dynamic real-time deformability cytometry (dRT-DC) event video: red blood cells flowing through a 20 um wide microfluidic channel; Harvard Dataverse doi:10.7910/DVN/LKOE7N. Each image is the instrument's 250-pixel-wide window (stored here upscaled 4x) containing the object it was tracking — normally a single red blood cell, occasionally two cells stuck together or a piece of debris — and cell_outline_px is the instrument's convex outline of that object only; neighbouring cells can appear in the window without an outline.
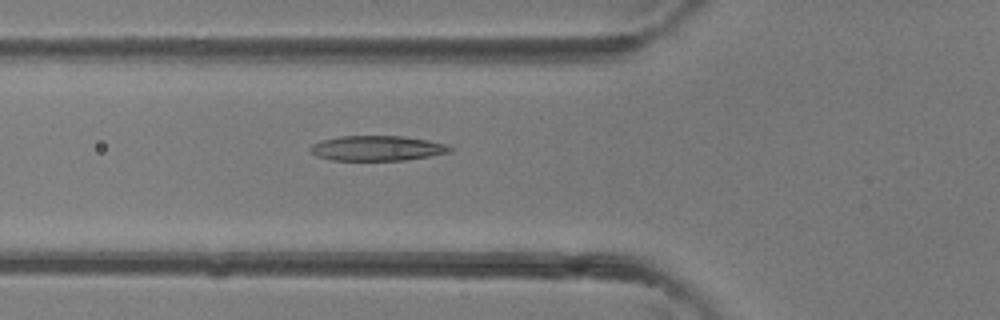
{"species": "common noctule bat (a hibernating species)", "species_latin": "Nyctalus noctula", "temperature_condition": "room temperature", "stored_images_in_passage": 2, "camera_frame_rate_fps": 3000, "um_per_image_px": 0.085, "animal": {"sex": "female"}, "frame": {"image": 1, "passage_image": 2, "time_ms": 0.333, "image_size_px": [1000, 320], "cell_outline_px": [[452, 152], [404, 160], [332, 160], [316, 156], [308, 148], [312, 144], [320, 140], [340, 136], [404, 136], [428, 140], [448, 144], [452, 148]], "centroid_in_image_um": [32.05, 12.59], "position_along_channel_um": 93.7, "area_um2": 20.46}}